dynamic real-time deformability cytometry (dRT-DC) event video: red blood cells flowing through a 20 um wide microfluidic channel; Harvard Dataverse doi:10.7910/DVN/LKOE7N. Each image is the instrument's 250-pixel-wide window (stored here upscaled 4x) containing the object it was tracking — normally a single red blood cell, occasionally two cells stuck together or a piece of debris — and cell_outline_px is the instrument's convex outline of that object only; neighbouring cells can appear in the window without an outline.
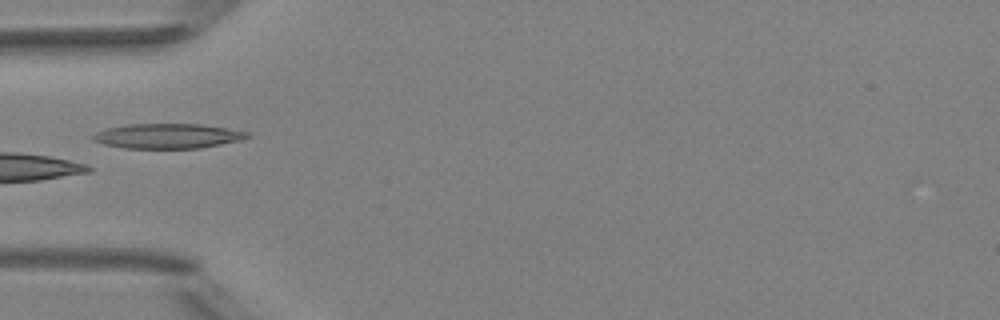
{"species": "Egyptian fruit bat (a non-hibernating species)", "species_latin": "Rousettus aegyptiacus", "temperature_condition": "room temperature", "stored_images_in_passage": 6, "camera_frame_rate_fps": 3000, "um_per_image_px": 0.085, "animal": {"sex": "female"}, "frame": {"image": 1, "passage_image": 6, "time_ms": 5.667, "image_size_px": [1000, 320], "cell_outline_px": [[252, 136], [244, 140], [200, 148], [124, 148], [104, 144], [92, 140], [92, 136], [96, 132], [104, 128], [128, 124], [200, 124], [228, 128], [252, 132]], "centroid_in_image_um": [14.31, 11.56], "position_along_channel_um": 70.7, "area_um2": 22.66}}